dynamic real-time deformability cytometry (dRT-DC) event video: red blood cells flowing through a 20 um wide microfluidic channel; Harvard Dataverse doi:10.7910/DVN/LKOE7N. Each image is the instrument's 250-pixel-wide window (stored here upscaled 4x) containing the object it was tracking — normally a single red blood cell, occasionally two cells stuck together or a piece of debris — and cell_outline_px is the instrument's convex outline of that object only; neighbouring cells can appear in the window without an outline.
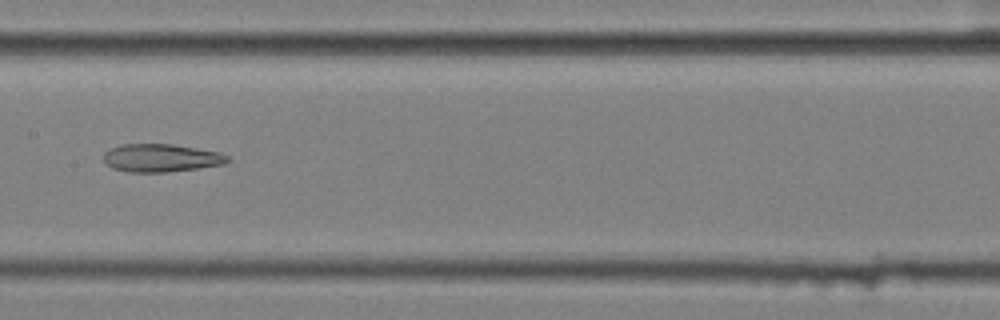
{"species": "common noctule bat (a hibernating species)", "species_latin": "Nyctalus noctula", "temperature_condition": "cold", "stored_images_in_passage": 11, "camera_frame_rate_fps": 3000, "um_per_image_px": 0.085, "animal": {"sex": "female", "body_mass_g": 25.1}, "frame": {"image": 1, "passage_image": 8, "time_ms": 2.333, "image_size_px": [1000, 320], "cell_outline_px": [[228, 160], [224, 164], [200, 168], [168, 172], [128, 172], [112, 168], [104, 164], [104, 152], [120, 144], [172, 144], [220, 152], [228, 156]], "centroid_in_image_um": [13.67, 13.43], "position_along_channel_um": 193.7, "area_um2": 20.29}}
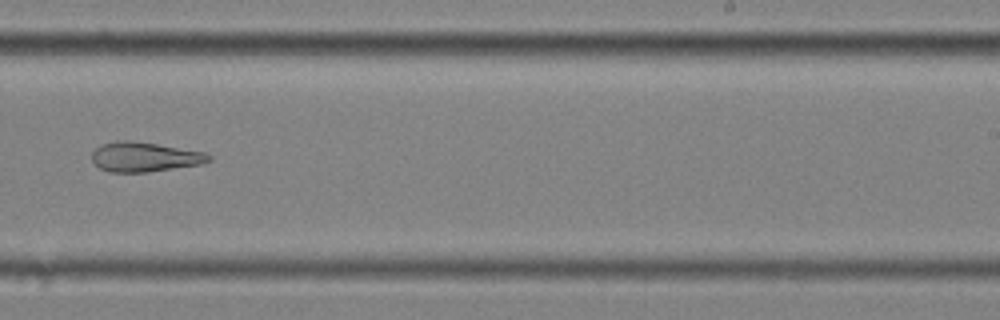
{"frame": {"image": 2, "passage_image": 10, "time_ms": 3.0, "image_size_px": [1000, 320], "cell_outline_px": [[212, 160], [200, 164], [148, 172], [108, 172], [100, 168], [92, 160], [92, 152], [96, 148], [104, 144], [116, 140], [128, 140], [156, 144], [204, 152], [212, 156]], "centroid_in_image_um": [12.28, 13.34], "position_along_channel_um": 276.7, "area_um2": 20.0}}
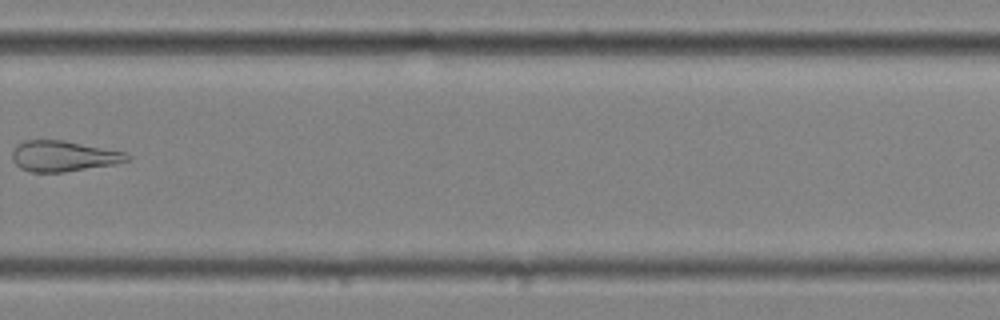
{"frame": {"image": 3, "passage_image": 11, "time_ms": 3.333, "image_size_px": [1000, 320], "cell_outline_px": [[132, 156], [128, 160], [116, 164], [64, 172], [32, 172], [20, 168], [12, 160], [12, 152], [16, 144], [24, 140], [64, 140], [128, 152]], "centroid_in_image_um": [5.41, 13.26], "position_along_channel_um": 324.4, "area_um2": 20.81}}